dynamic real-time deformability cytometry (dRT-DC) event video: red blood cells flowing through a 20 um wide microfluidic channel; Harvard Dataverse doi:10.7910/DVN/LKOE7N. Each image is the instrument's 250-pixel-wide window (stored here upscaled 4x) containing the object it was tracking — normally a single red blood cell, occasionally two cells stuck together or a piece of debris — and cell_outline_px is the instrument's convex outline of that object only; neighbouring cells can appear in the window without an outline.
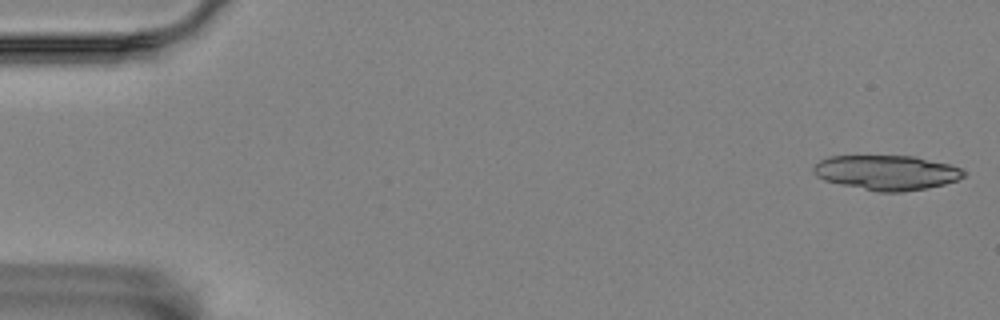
{"species": "Egyptian fruit bat (a non-hibernating species)", "species_latin": "Rousettus aegyptiacus", "temperature_condition": "room temperature", "stored_images_in_passage": 24, "segment_of_instrument_passage": [1, 2], "camera_frame_rate_fps": 3000, "um_per_image_px": 0.085, "animal": {"sex": "female"}, "frame": {"image": 1, "passage_image": 1, "time_ms": 0.0, "image_size_px": [1000, 320], "cell_outline_px": [[968, 172], [964, 176], [956, 180], [944, 184], [904, 192], [876, 192], [840, 184], [824, 180], [816, 176], [812, 172], [812, 168], [820, 160], [828, 156], [916, 156], [948, 164], [960, 168]], "centroid_in_image_um": [75.34, 14.67], "position_along_channel_um": 9.7, "area_um2": 30.52}}